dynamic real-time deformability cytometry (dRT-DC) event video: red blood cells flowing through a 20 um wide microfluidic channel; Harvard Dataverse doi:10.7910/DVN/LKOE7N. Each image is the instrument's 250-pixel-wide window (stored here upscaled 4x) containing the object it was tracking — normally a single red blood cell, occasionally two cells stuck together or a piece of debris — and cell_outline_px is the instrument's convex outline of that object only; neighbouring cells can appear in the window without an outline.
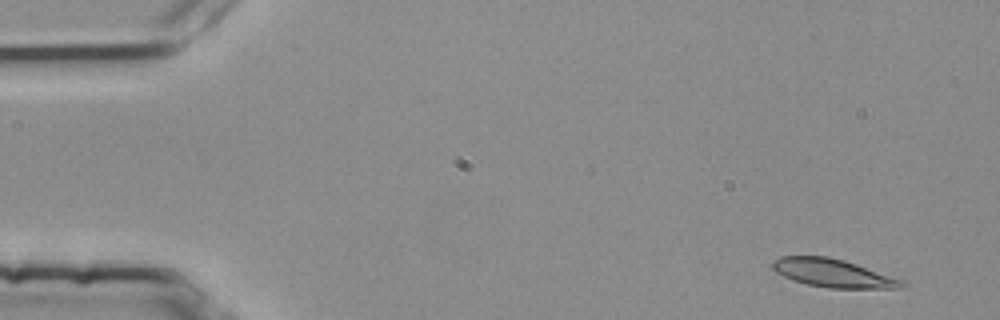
{"species": "common noctule bat (a hibernating species)", "species_latin": "Nyctalus noctula", "temperature_condition": "room temperature", "stored_images_in_passage": 3, "camera_frame_rate_fps": 3000, "um_per_image_px": 0.085, "animal": {"sex": "female", "body_mass_g": 25.1}, "frame": {"image": 1, "passage_image": 1, "time_ms": 0.0, "image_size_px": [1000, 320], "cell_outline_px": [[904, 284], [896, 288], [828, 288], [808, 284], [792, 280], [776, 272], [768, 264], [772, 260], [780, 256], [828, 256], [844, 260], [904, 280]], "centroid_in_image_um": [70.72, 23.2], "position_along_channel_um": 14.3, "area_um2": 21.21}}
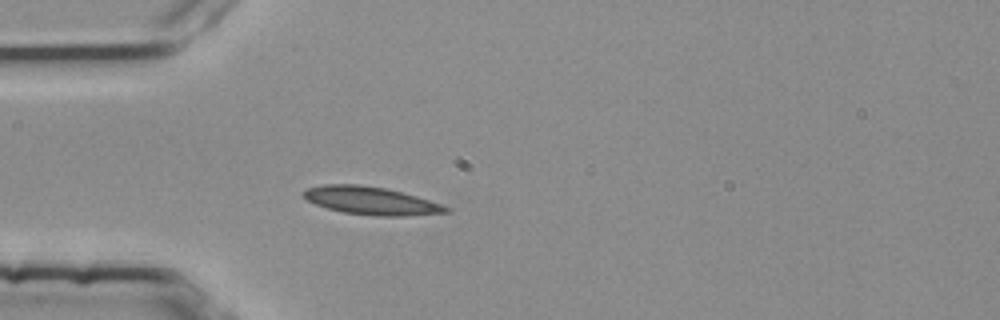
{"frame": {"image": 2, "passage_image": 3, "time_ms": 0.667, "image_size_px": [1000, 320], "cell_outline_px": [[452, 212], [404, 216], [376, 216], [344, 212], [328, 208], [316, 204], [308, 200], [300, 192], [308, 188], [324, 184], [360, 184], [384, 188], [416, 196], [452, 208]], "centroid_in_image_um": [31.55, 17.06], "position_along_channel_um": 53.5, "area_um2": 23.0}}